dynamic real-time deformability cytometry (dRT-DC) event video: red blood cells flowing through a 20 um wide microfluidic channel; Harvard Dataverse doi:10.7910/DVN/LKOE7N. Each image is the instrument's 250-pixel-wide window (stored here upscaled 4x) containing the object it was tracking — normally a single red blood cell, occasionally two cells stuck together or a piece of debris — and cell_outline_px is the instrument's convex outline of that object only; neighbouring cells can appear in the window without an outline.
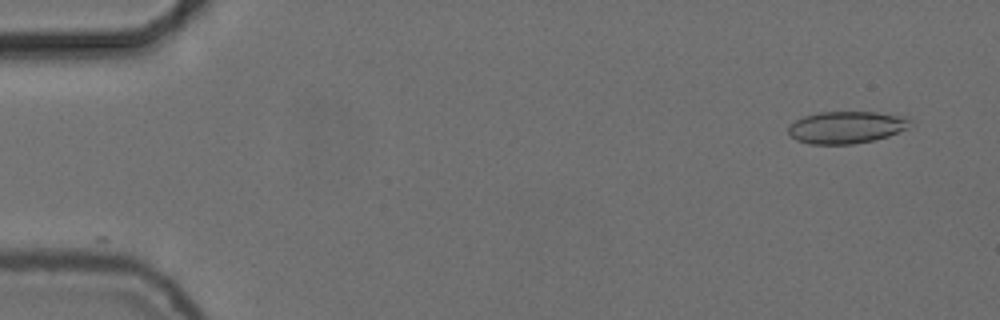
{"species": "common noctule bat (a hibernating species)", "species_latin": "Nyctalus noctula", "temperature_condition": "cold", "stored_images_in_passage": 41, "camera_frame_rate_fps": 3000, "um_per_image_px": 0.085, "animal": {"sex": "female", "body_mass_g": 24.6, "forearm_length_mm": 56.2}, "frame": {"image": 1, "passage_image": 1, "time_ms": 0.0, "image_size_px": [1000, 320], "cell_outline_px": [[912, 120], [904, 128], [888, 136], [872, 140], [852, 144], [808, 144], [796, 140], [788, 132], [788, 124], [804, 116], [816, 112], [876, 112], [908, 116]], "centroid_in_image_um": [71.89, 10.81], "position_along_channel_um": 13.1, "area_um2": 22.77}}
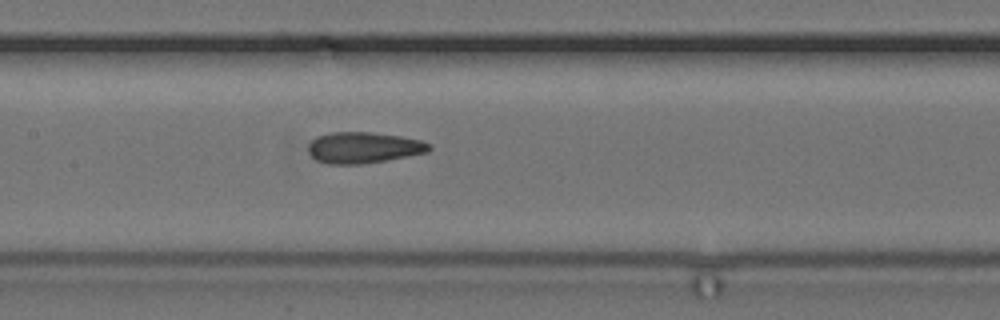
{"frame": {"image": 2, "passage_image": 24, "time_ms": 7.667, "image_size_px": [1000, 320], "cell_outline_px": [[432, 148], [428, 152], [384, 160], [360, 164], [328, 164], [316, 160], [308, 152], [308, 144], [316, 136], [332, 132], [372, 132], [400, 136], [420, 140], [432, 144]], "centroid_in_image_um": [30.88, 12.54], "position_along_channel_um": 176.5, "area_um2": 21.91}}
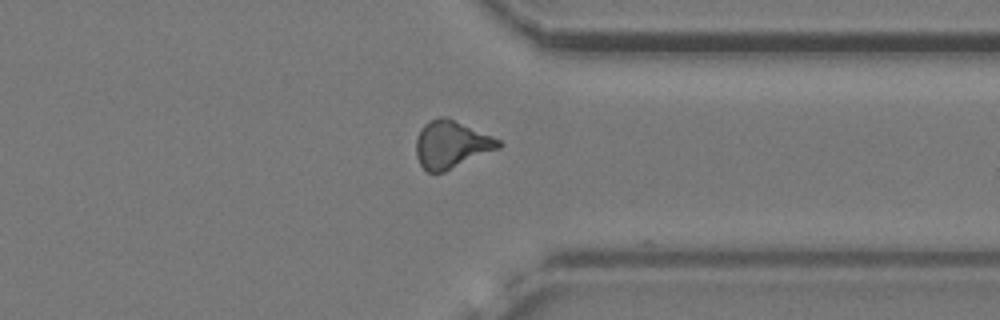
{"frame": {"image": 3, "passage_image": 40, "time_ms": 13.0, "image_size_px": [1000, 320], "cell_outline_px": [[504, 144], [500, 148], [444, 172], [428, 172], [420, 164], [416, 156], [416, 136], [420, 128], [428, 120], [440, 116], [448, 116], [492, 136], [500, 140]], "centroid_in_image_um": [38.35, 12.25], "position_along_channel_um": 373.0, "area_um2": 23.12}}